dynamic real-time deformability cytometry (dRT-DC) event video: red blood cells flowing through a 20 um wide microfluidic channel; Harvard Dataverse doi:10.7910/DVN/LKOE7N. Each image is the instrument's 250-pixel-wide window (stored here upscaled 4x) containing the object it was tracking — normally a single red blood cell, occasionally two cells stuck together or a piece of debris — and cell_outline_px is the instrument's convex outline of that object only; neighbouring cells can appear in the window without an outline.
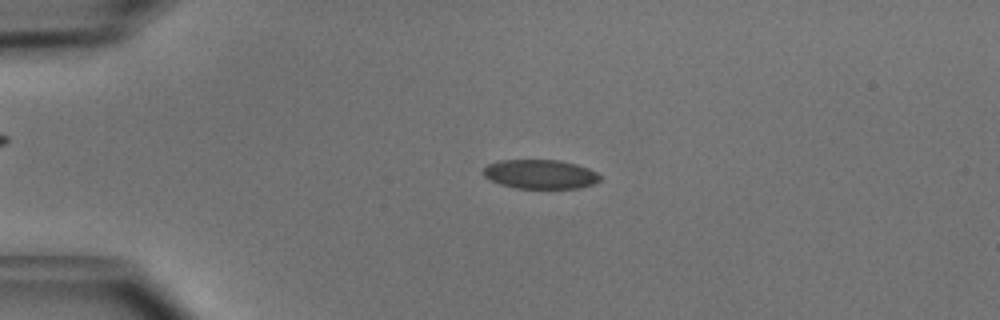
{"species": "common noctule bat (a hibernating species)", "species_latin": "Nyctalus noctula", "temperature_condition": "cold", "stored_images_in_passage": 50, "camera_frame_rate_fps": 3000, "um_per_image_px": 0.085, "animal": {"sex": "male", "body_mass_g": 15.6}, "frame": {"image": 1, "passage_image": 11, "time_ms": 3.333, "image_size_px": [1000, 320], "cell_outline_px": [[600, 180], [592, 184], [580, 188], [516, 188], [500, 184], [484, 176], [480, 172], [488, 164], [500, 160], [560, 160], [576, 164], [588, 168], [596, 172], [600, 176]], "centroid_in_image_um": [45.9, 14.8], "position_along_channel_um": 39.1, "area_um2": 19.83}}
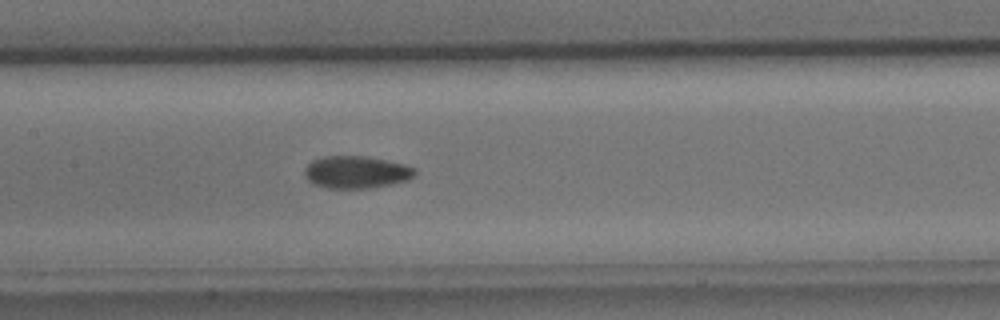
{"frame": {"image": 2, "passage_image": 24, "time_ms": 7.667, "image_size_px": [1000, 320], "cell_outline_px": [[416, 176], [408, 180], [392, 184], [368, 188], [328, 188], [312, 184], [304, 176], [304, 168], [312, 160], [320, 156], [364, 156], [404, 164], [416, 168]], "centroid_in_image_um": [30.27, 14.63], "position_along_channel_um": 177.1, "area_um2": 20.98}}
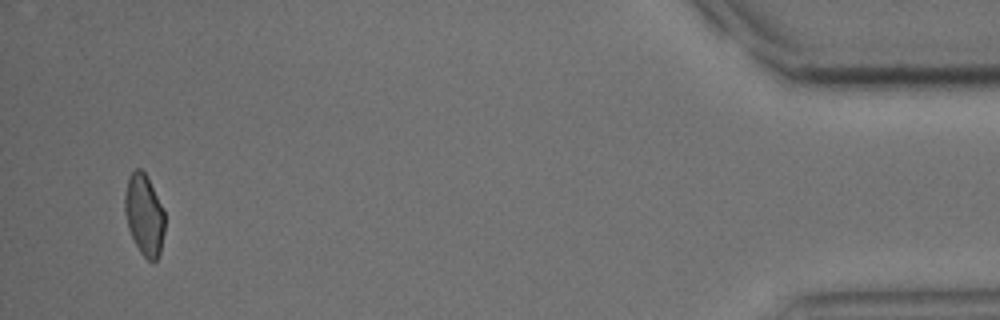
{"frame": {"image": 3, "passage_image": 48, "time_ms": 15.667, "image_size_px": [1000, 320], "cell_outline_px": [[164, 232], [160, 252], [156, 260], [152, 264], [140, 252], [128, 228], [124, 212], [124, 196], [128, 176], [136, 168], [140, 168], [144, 172], [164, 212]], "centroid_in_image_um": [12.23, 18.29], "position_along_channel_um": 423.0, "area_um2": 18.67}, "authors_computed_cell_mechanics": {"area_um2": 20.1433, "velocity_mm_per_s": 3.9896, "shape_relaxation_time_tau1_ms": 5.6062, "shape_relaxation_time_tau2_ms": 2.3928, "deformation_change_tau1": 0.1292, "deformation_change_tau2": 0.058}}